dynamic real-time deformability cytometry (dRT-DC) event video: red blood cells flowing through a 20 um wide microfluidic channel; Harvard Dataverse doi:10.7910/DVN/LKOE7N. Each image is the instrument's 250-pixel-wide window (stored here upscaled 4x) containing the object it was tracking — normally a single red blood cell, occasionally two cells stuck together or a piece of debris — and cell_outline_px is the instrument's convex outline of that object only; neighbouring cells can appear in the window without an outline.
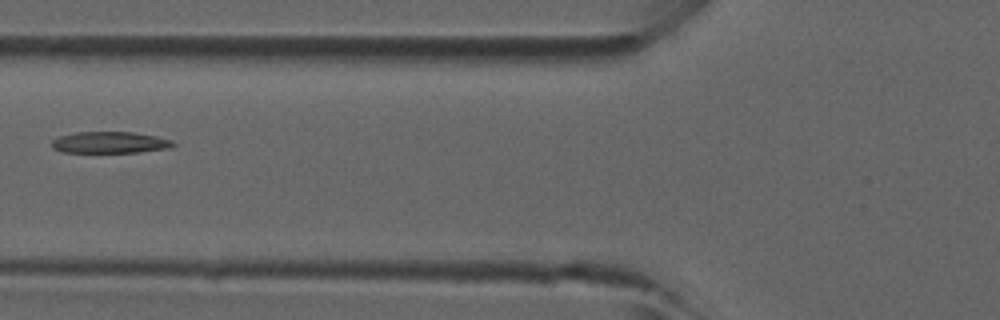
{"species": "common noctule bat (a hibernating species)", "species_latin": "Nyctalus noctula", "temperature_condition": "room temperature", "stored_images_in_passage": 4, "camera_frame_rate_fps": 3000, "um_per_image_px": 0.085, "animal": {"sex": "male", "forearm_length_mm": 52.5}, "frame": {"image": 1, "passage_image": 3, "time_ms": 0.667, "image_size_px": [1000, 320], "cell_outline_px": [[176, 144], [172, 148], [140, 152], [60, 152], [52, 148], [52, 140], [60, 136], [76, 132], [132, 132], [156, 136], [172, 140]], "centroid_in_image_um": [9.36, 12.11], "position_along_channel_um": 116.4, "area_um2": 15.26}}
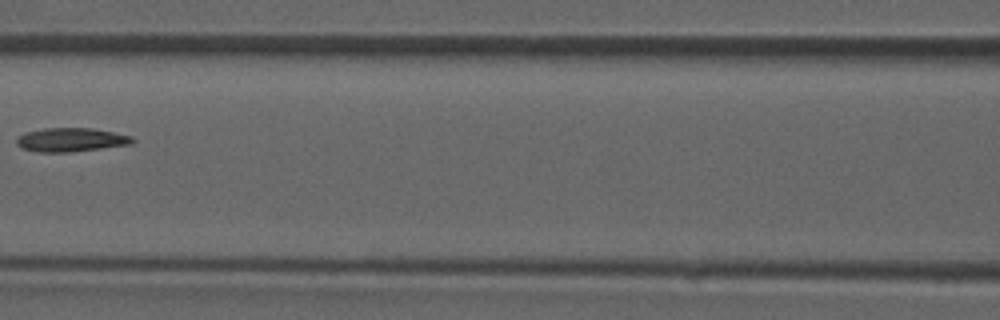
{"frame": {"image": 2, "passage_image": 4, "time_ms": 1.0, "image_size_px": [1000, 320], "cell_outline_px": [[136, 140], [132, 144], [72, 152], [36, 152], [20, 148], [16, 144], [16, 140], [24, 132], [44, 128], [92, 128], [132, 136]], "centroid_in_image_um": [6.02, 11.89], "position_along_channel_um": 160.6, "area_um2": 16.18}}